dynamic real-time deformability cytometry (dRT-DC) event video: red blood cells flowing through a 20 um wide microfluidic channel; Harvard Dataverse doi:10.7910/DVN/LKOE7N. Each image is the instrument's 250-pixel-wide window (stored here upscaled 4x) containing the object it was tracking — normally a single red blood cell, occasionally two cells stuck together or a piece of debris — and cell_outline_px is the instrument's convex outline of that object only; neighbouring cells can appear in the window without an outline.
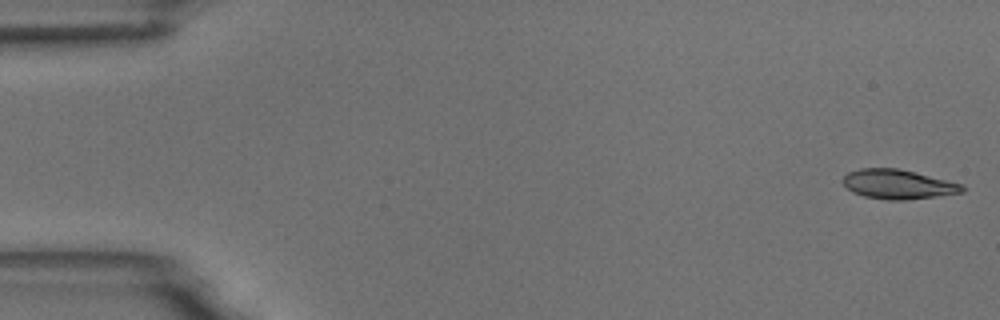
{"species": "common noctule bat (a hibernating species)", "species_latin": "Nyctalus noctula", "temperature_condition": "room temperature", "stored_images_in_passage": 6, "segment_of_instrument_passage": [2, 2], "camera_frame_rate_fps": 3000, "um_per_image_px": 0.085, "animal": {"sex": "male", "body_mass_g": 18.8}, "frame": {"image": 1, "passage_image": 6, "time_ms": 6.333, "image_size_px": [1000, 320], "cell_outline_px": [[964, 192], [936, 196], [904, 200], [888, 200], [864, 196], [852, 192], [840, 180], [848, 172], [860, 168], [896, 168], [964, 184]], "centroid_in_image_um": [76.31, 15.66], "position_along_channel_um": 8.7, "area_um2": 20.35}}